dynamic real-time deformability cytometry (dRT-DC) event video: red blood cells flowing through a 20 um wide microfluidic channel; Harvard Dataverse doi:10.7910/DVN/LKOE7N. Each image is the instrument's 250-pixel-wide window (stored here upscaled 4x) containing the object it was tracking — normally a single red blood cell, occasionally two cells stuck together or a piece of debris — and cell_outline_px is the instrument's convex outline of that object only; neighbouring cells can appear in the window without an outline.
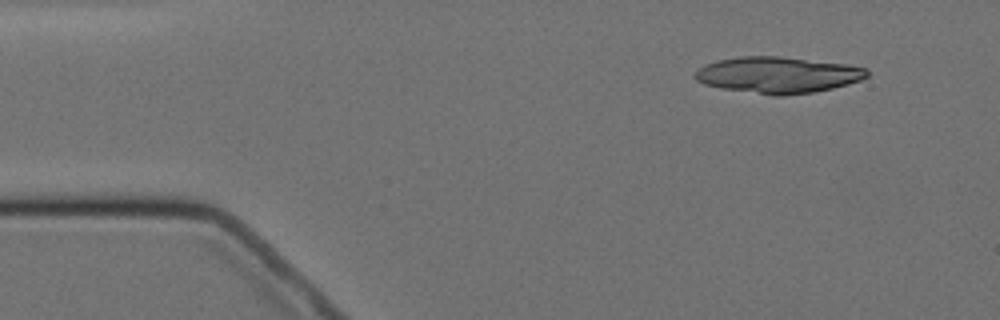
{"species": "Egyptian fruit bat (a non-hibernating species)", "species_latin": "Rousettus aegyptiacus", "temperature_condition": "cold", "stored_images_in_passage": 5, "segment_of_instrument_passage": [1, 2], "camera_frame_rate_fps": 3000, "um_per_image_px": 0.085, "animal": {"sex": "female"}, "frame": {"image": 1, "passage_image": 1, "time_ms": 0.0, "image_size_px": [1000, 320], "cell_outline_px": [[868, 76], [860, 80], [848, 84], [832, 88], [812, 92], [784, 96], [772, 96], [720, 88], [704, 84], [696, 80], [692, 76], [704, 64], [716, 60], [744, 56], [780, 56], [844, 64], [868, 68]], "centroid_in_image_um": [66.08, 6.37], "position_along_channel_um": 18.9, "area_um2": 36.47}}